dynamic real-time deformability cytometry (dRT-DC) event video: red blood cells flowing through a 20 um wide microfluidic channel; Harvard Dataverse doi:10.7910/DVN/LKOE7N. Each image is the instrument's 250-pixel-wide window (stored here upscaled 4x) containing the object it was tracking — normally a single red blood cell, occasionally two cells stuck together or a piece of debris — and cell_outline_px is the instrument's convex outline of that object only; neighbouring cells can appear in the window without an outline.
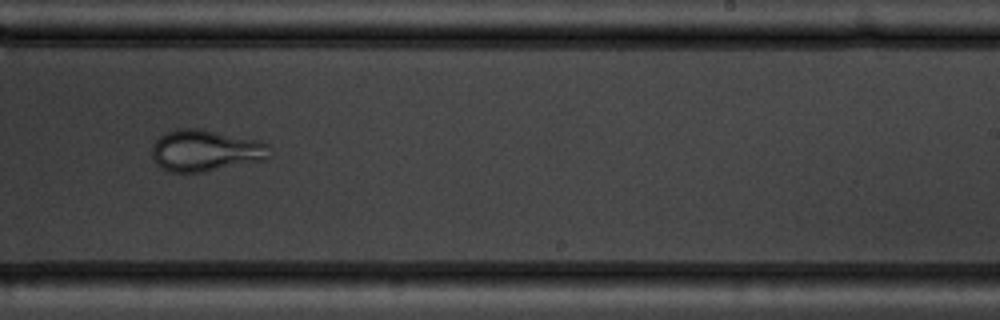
{"species": "common noctule bat (a hibernating species)", "species_latin": "Nyctalus noctula", "temperature_condition": "warm", "stored_images_in_passage": 10, "camera_frame_rate_fps": 3000, "um_per_image_px": 0.085, "animal": {"sex": "male", "body_mass_g": 19.5, "forearm_length_mm": 54.6}, "frame": {"image": 1, "passage_image": 10, "time_ms": 10.0, "image_size_px": [1000, 320], "cell_outline_px": [[272, 156], [264, 160], [204, 172], [172, 172], [160, 168], [156, 164], [152, 156], [152, 144], [160, 136], [176, 128], [200, 128], [260, 140], [268, 144]], "centroid_in_image_um": [17.48, 12.79], "position_along_channel_um": 271.5, "area_um2": 28.84}}